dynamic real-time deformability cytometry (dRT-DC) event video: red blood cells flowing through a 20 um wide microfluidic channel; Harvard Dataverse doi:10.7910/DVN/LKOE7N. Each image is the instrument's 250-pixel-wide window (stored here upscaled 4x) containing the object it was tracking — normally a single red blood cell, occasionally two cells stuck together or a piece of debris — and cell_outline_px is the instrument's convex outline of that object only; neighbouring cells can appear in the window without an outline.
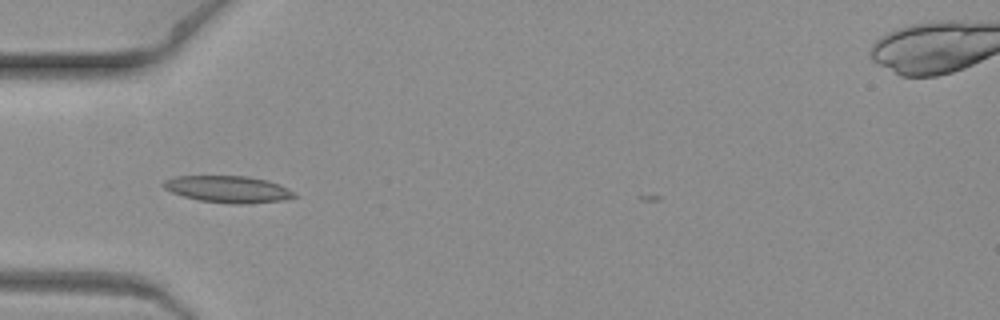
{"species": "common noctule bat (a hibernating species)", "species_latin": "Nyctalus noctula", "temperature_condition": "warm", "stored_images_in_passage": 2, "camera_frame_rate_fps": 3000, "um_per_image_px": 0.085, "animal": {"sex": "female", "body_mass_g": 19.3, "forearm_length_mm": 54.1}, "frame": {"image": 1, "passage_image": 1, "time_ms": 0.0, "image_size_px": [1000, 320], "cell_outline_px": [[300, 196], [284, 200], [248, 204], [232, 204], [200, 200], [184, 196], [172, 192], [164, 188], [160, 184], [164, 180], [172, 176], [248, 176], [268, 180], [280, 184], [296, 192]], "centroid_in_image_um": [19.43, 16.08], "position_along_channel_um": 65.6, "area_um2": 20.75}}
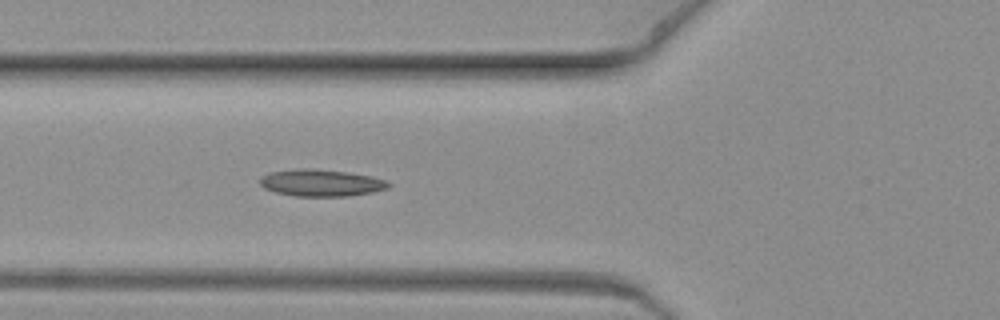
{"frame": {"image": 2, "passage_image": 2, "time_ms": 0.333, "image_size_px": [1000, 320], "cell_outline_px": [[392, 184], [388, 188], [372, 192], [348, 196], [296, 196], [276, 192], [264, 188], [260, 184], [260, 176], [272, 172], [296, 168], [308, 168], [348, 172], [372, 176], [384, 180]], "centroid_in_image_um": [27.29, 15.54], "position_along_channel_um": 98.5, "area_um2": 20.11}}